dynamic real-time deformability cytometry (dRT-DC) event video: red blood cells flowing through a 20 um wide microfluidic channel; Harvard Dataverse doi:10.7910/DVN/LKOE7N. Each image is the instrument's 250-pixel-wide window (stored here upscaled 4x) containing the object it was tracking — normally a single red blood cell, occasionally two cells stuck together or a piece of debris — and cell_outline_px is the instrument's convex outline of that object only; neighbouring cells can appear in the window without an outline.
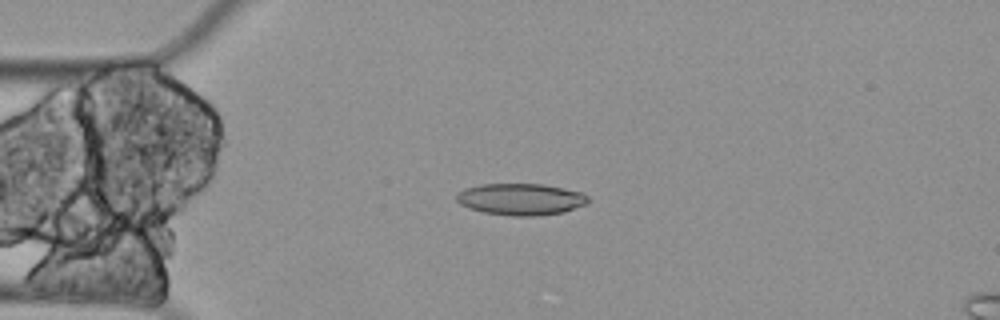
{"species": "Egyptian fruit bat (a non-hibernating species)", "species_latin": "Rousettus aegyptiacus", "temperature_condition": "cold", "stored_images_in_passage": 6, "camera_frame_rate_fps": 3000, "um_per_image_px": 0.085, "animal": {"sex": "female"}, "frame": {"image": 1, "passage_image": 4, "time_ms": 1.0, "image_size_px": [1000, 320], "cell_outline_px": [[588, 204], [564, 212], [536, 216], [512, 216], [484, 212], [468, 208], [460, 204], [456, 200], [456, 192], [464, 188], [480, 184], [544, 184], [564, 188], [580, 192], [588, 196]], "centroid_in_image_um": [44.25, 16.93], "position_along_channel_um": 40.8, "area_um2": 24.51}}